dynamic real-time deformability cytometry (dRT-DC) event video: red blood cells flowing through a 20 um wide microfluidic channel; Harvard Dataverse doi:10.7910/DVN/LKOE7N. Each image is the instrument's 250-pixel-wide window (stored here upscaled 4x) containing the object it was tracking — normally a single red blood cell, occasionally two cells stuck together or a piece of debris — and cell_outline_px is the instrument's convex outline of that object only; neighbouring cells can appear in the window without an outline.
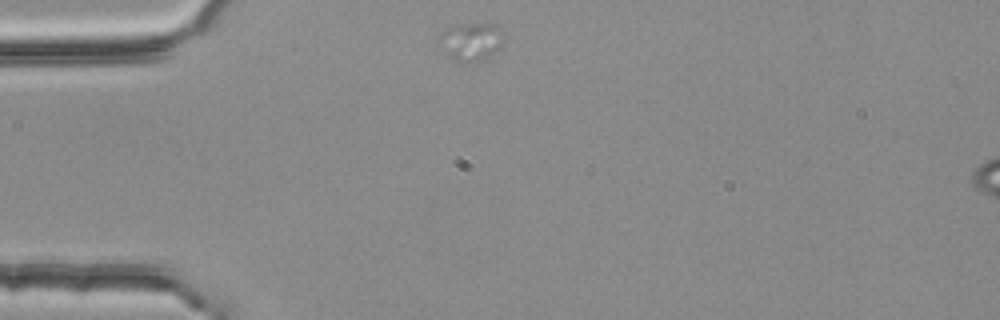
{"species": "common noctule bat (a hibernating species)", "species_latin": "Nyctalus noctula", "temperature_condition": "room temperature", "stored_images_in_passage": 14, "camera_frame_rate_fps": 3000, "um_per_image_px": 0.085, "animal": {"sex": "female", "body_mass_g": 25.1}, "frame": {"image": 1, "passage_image": 1, "time_ms": 0.0, "image_size_px": [1000, 320], "cell_outline_px": [[504, 40], [484, 60], [460, 64], [448, 56], [440, 48], [436, 40], [440, 32], [456, 24], [484, 20], [496, 24], [504, 32]], "centroid_in_image_um": [40.0, 3.48], "position_along_channel_um": 45.0, "area_um2": 15.2}}